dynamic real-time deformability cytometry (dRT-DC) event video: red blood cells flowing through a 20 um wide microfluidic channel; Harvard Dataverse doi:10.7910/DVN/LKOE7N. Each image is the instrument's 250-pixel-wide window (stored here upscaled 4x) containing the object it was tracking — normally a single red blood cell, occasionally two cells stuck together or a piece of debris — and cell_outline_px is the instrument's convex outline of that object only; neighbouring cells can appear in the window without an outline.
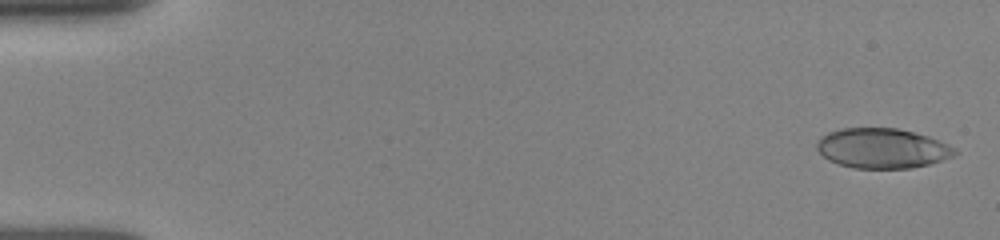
{"species": "human", "species_latin": "Homo sapiens", "temperature_condition": "room temperature", "stored_images_in_passage": 52, "camera_frame_rate_fps": 3000, "um_per_image_px": 0.085, "donor": {"sex": "female"}, "frame": {"image": 1, "passage_image": 2, "time_ms": 0.333, "image_size_px": [1000, 240], "cell_outline_px": [[960, 152], [952, 156], [928, 164], [912, 168], [852, 168], [828, 160], [816, 148], [816, 144], [820, 136], [828, 132], [840, 128], [896, 128], [928, 136], [940, 140], [956, 148]], "centroid_in_image_um": [74.98, 12.6], "position_along_channel_um": 10.0, "area_um2": 32.14}}
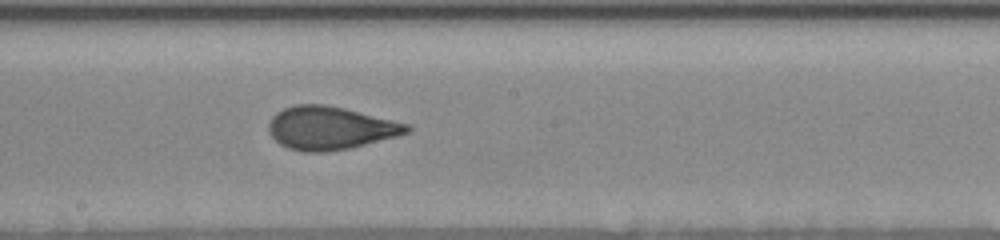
{"frame": {"image": 2, "passage_image": 29, "time_ms": 9.333, "image_size_px": [1000, 240], "cell_outline_px": [[412, 128], [408, 132], [396, 136], [348, 148], [324, 152], [304, 152], [288, 148], [280, 144], [268, 132], [268, 124], [272, 116], [276, 112], [284, 108], [296, 104], [324, 104], [344, 108], [412, 124]], "centroid_in_image_um": [28.06, 10.87], "position_along_channel_um": 220.1, "area_um2": 34.68}}
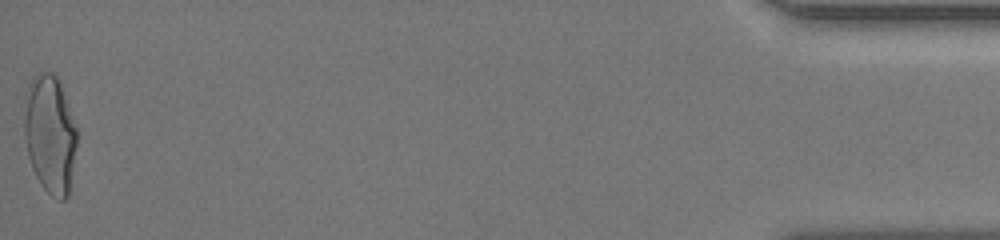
{"frame": {"image": 3, "passage_image": 52, "time_ms": 17.0, "image_size_px": [1000, 240], "cell_outline_px": [[76, 144], [68, 196], [64, 200], [60, 200], [52, 196], [40, 184], [32, 168], [28, 156], [24, 136], [24, 92], [32, 76], [36, 72], [52, 72], [56, 76], [60, 84], [76, 128]], "centroid_in_image_um": [4.2, 11.37], "position_along_channel_um": 431.0, "area_um2": 36.3}, "authors_computed_cell_mechanics": {"area_um2": 33.6107, "velocity_mm_per_s": 3.9051, "shape_relaxation_time_tau1_ms": 6.9198, "shape_relaxation_time_tau2_ms": 0.8297, "deformation_change_tau1": 0.2226, "deformation_change_tau2": 0.0729}}